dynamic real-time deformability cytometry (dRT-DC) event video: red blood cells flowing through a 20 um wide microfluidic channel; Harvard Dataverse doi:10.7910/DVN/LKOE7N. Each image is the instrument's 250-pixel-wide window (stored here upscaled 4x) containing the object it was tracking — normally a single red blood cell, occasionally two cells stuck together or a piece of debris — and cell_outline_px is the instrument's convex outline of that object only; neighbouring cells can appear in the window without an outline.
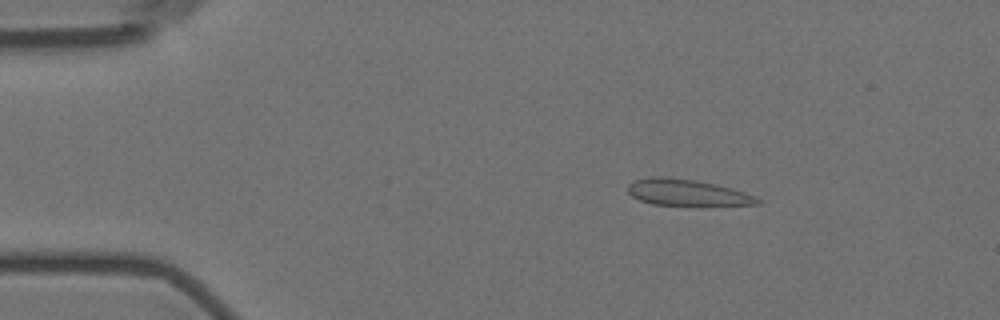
{"species": "Egyptian fruit bat (a non-hibernating species)", "species_latin": "Rousettus aegyptiacus", "temperature_condition": "room temperature", "stored_images_in_passage": 5, "camera_frame_rate_fps": 3000, "um_per_image_px": 0.085, "animal": {"sex": "female"}, "frame": {"image": 1, "passage_image": 3, "time_ms": 2.333, "image_size_px": [1000, 320], "cell_outline_px": [[760, 204], [700, 208], [652, 204], [640, 200], [632, 196], [628, 192], [628, 184], [636, 180], [648, 176], [660, 176], [696, 180], [716, 184], [732, 188], [744, 192], [760, 200]], "centroid_in_image_um": [58.43, 16.42], "position_along_channel_um": 26.6, "area_um2": 20.87}}